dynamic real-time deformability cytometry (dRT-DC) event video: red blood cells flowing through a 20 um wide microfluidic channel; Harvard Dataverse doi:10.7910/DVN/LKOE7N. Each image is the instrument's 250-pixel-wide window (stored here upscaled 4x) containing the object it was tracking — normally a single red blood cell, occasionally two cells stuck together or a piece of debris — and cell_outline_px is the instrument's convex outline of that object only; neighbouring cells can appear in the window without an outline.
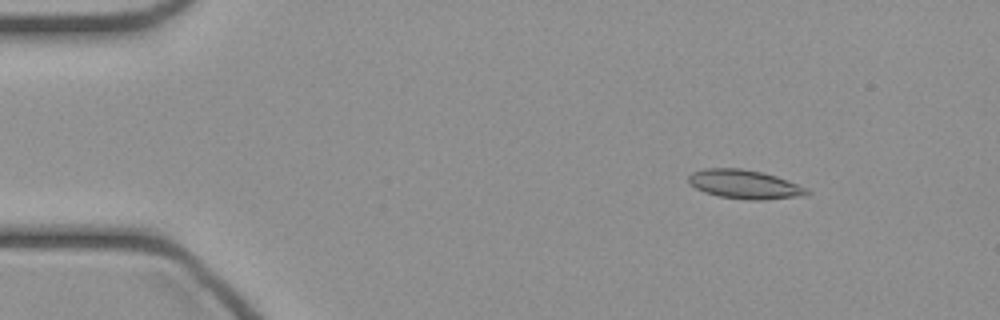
{"species": "common noctule bat (a hibernating species)", "species_latin": "Nyctalus noctula", "temperature_condition": "cold", "stored_images_in_passage": 46, "camera_frame_rate_fps": 3000, "um_per_image_px": 0.085, "animal": {"sex": "female", "body_mass_g": 21.9}, "frame": {"image": 1, "passage_image": 5, "time_ms": 1.333, "image_size_px": [1000, 320], "cell_outline_px": [[812, 192], [808, 196], [764, 200], [748, 200], [720, 196], [704, 192], [688, 184], [688, 176], [692, 172], [704, 168], [740, 168], [764, 172], [788, 180], [808, 188]], "centroid_in_image_um": [63.34, 15.67], "position_along_channel_um": 21.7, "area_um2": 20.35}}
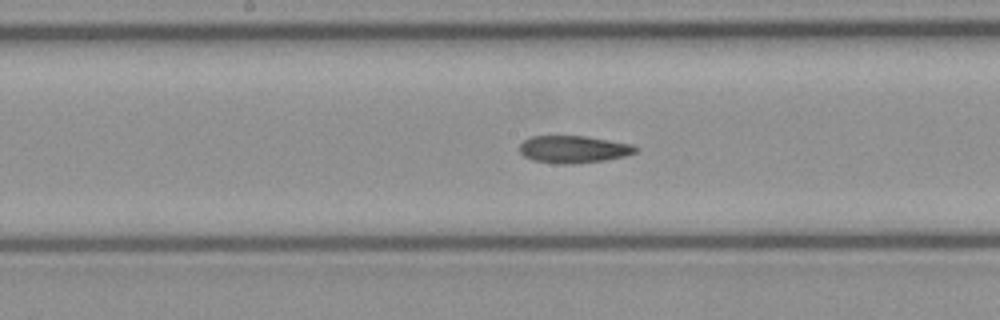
{"frame": {"image": 2, "passage_image": 23, "time_ms": 7.333, "image_size_px": [1000, 320], "cell_outline_px": [[640, 148], [636, 152], [624, 156], [604, 160], [572, 164], [560, 164], [532, 160], [524, 156], [520, 152], [520, 144], [528, 136], [584, 136], [632, 144]], "centroid_in_image_um": [48.74, 12.69], "position_along_channel_um": 199.5, "area_um2": 18.44}}
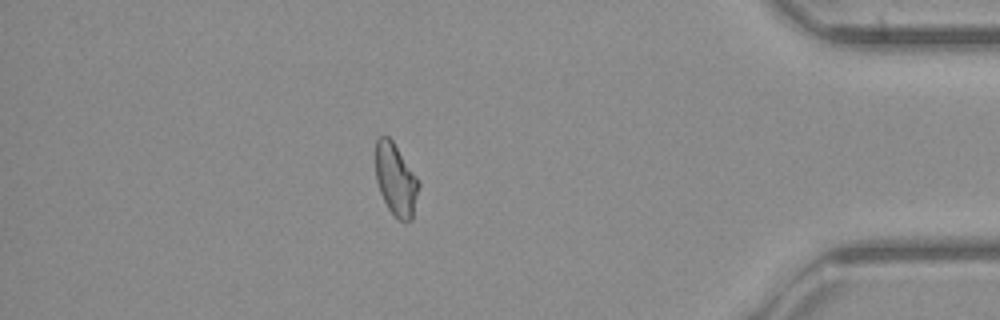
{"frame": {"image": 3, "passage_image": 40, "time_ms": 13.0, "image_size_px": [1000, 320], "cell_outline_px": [[420, 184], [412, 220], [404, 224], [388, 208], [380, 192], [376, 180], [376, 140], [380, 136], [388, 136], [392, 140], [416, 176]], "centroid_in_image_um": [33.65, 15.29], "position_along_channel_um": 401.6, "area_um2": 17.98}}